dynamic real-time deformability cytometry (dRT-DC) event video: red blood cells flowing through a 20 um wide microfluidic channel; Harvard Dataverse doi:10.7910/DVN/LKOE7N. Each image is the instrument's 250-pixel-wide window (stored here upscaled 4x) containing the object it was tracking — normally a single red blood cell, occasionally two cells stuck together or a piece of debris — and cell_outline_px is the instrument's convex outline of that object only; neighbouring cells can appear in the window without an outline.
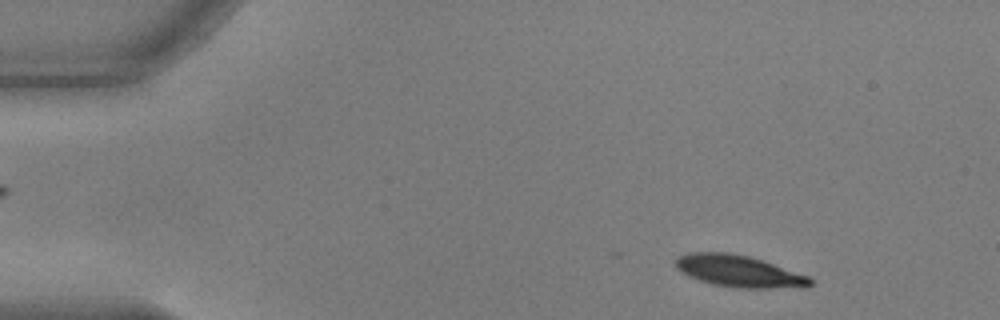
{"species": "common noctule bat (a hibernating species)", "species_latin": "Nyctalus noctula", "temperature_condition": "warm", "stored_images_in_passage": 41, "camera_frame_rate_fps": 3000, "um_per_image_px": 0.085, "animal": {"sex": "male", "body_mass_g": 17.9, "forearm_length_mm": 54.2}, "frame": {"image": 1, "passage_image": 5, "time_ms": 1.333, "image_size_px": [1000, 320], "cell_outline_px": [[812, 284], [808, 288], [736, 288], [712, 284], [688, 276], [676, 268], [676, 256], [688, 252], [728, 252], [748, 256], [764, 260], [808, 276], [812, 280]], "centroid_in_image_um": [62.82, 23.05], "position_along_channel_um": 22.2, "area_um2": 25.2}}
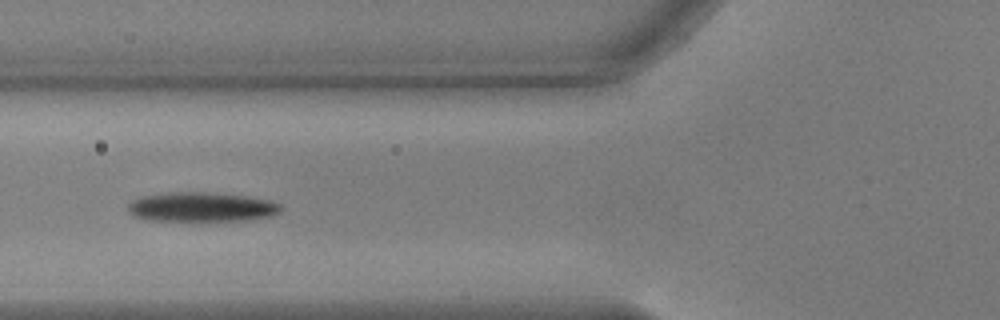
{"frame": {"image": 2, "passage_image": 19, "time_ms": 6.0, "image_size_px": [1000, 320], "cell_outline_px": [[284, 208], [280, 212], [272, 216], [252, 220], [144, 220], [132, 216], [128, 212], [128, 204], [132, 200], [140, 196], [168, 192], [204, 192], [248, 196], [272, 200], [280, 204]], "centroid_in_image_um": [17.14, 17.59], "position_along_channel_um": 108.7, "area_um2": 26.59}}
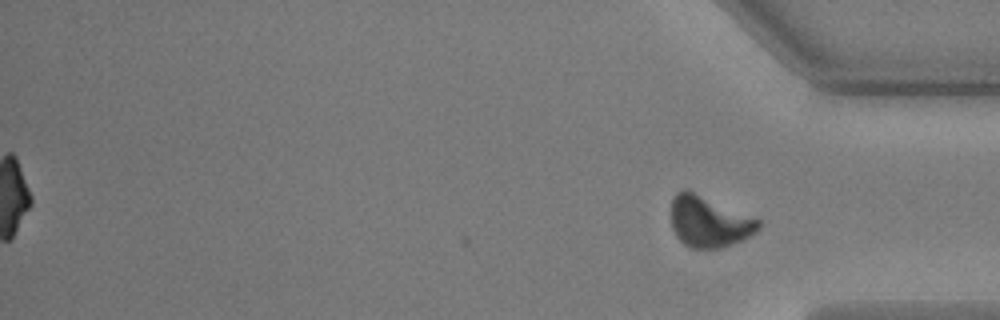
{"frame": {"image": 3, "passage_image": 41, "time_ms": 13.333, "image_size_px": [1000, 320], "cell_outline_px": [[760, 228], [756, 232], [732, 244], [720, 248], [688, 248], [676, 236], [672, 228], [672, 196], [676, 192], [684, 188], [688, 188], [760, 220]], "centroid_in_image_um": [60.23, 18.81], "position_along_channel_um": 375.0, "area_um2": 26.13}, "authors_computed_cell_mechanics": {"area_um2": 26.1834, "velocity_mm_per_s": 3.6698, "shape_relaxation_time_tau1_ms": 2.6261, "shape_relaxation_time_tau2_ms": null, "deformation_change_tau1": 0.1282, "deformation_change_tau2": null}}